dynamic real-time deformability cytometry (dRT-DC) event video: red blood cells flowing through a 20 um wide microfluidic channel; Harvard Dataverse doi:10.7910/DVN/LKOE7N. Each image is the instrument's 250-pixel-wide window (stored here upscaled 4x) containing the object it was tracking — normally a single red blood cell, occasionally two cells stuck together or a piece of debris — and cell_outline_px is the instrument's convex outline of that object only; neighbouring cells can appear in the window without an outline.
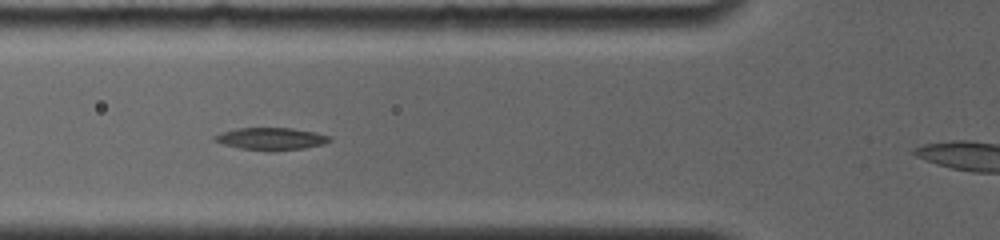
{"species": "common noctule bat (a hibernating species)", "species_latin": "Nyctalus noctula", "temperature_condition": "room temperature", "stored_images_in_passage": 8, "segment_of_instrument_passage": [1, 2], "camera_frame_rate_fps": 4000, "um_per_image_px": 0.085, "animal": {"sex": "female", "body_mass_g": 19.0, "forearm_length_mm": 56.7}, "frame": {"image": 1, "passage_image": 2, "time_ms": 0.75, "image_size_px": [1000, 240], "cell_outline_px": [[332, 140], [324, 144], [304, 148], [272, 152], [240, 148], [224, 144], [212, 140], [212, 136], [220, 132], [236, 128], [292, 128], [332, 136]], "centroid_in_image_um": [23.02, 11.8], "position_along_channel_um": 102.8, "area_um2": 15.14}}
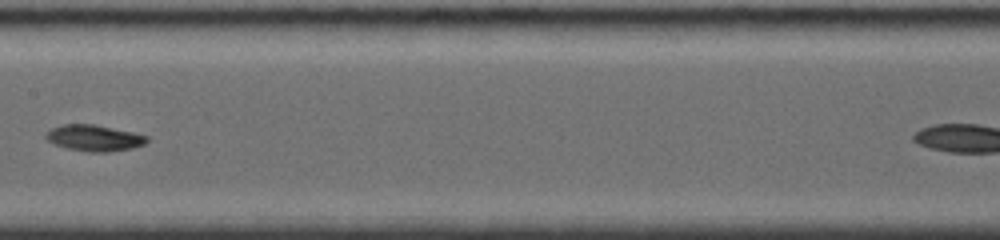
{"frame": {"image": 2, "passage_image": 5, "time_ms": 3.25, "image_size_px": [1000, 240], "cell_outline_px": [[148, 140], [144, 144], [132, 148], [108, 152], [88, 152], [68, 148], [56, 144], [48, 140], [44, 136], [52, 128], [64, 124], [92, 124], [132, 132], [148, 136]], "centroid_in_image_um": [8.02, 11.73], "position_along_channel_um": 199.4, "area_um2": 15.14}}
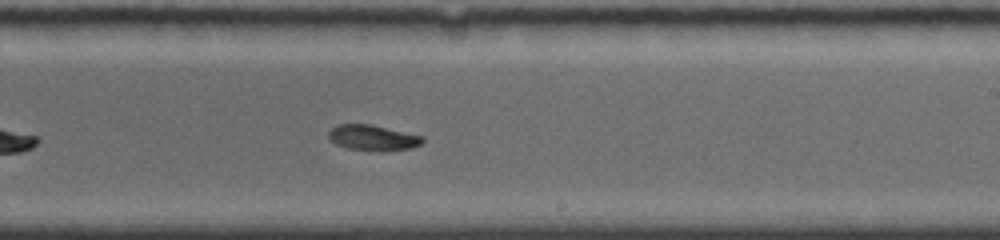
{"frame": {"image": 3, "passage_image": 7, "time_ms": 4.75, "image_size_px": [1000, 240], "cell_outline_px": [[424, 140], [420, 144], [412, 148], [380, 152], [348, 148], [336, 144], [328, 136], [328, 132], [336, 124], [372, 124], [424, 136]], "centroid_in_image_um": [31.71, 11.71], "position_along_channel_um": 257.3, "area_um2": 14.16}}